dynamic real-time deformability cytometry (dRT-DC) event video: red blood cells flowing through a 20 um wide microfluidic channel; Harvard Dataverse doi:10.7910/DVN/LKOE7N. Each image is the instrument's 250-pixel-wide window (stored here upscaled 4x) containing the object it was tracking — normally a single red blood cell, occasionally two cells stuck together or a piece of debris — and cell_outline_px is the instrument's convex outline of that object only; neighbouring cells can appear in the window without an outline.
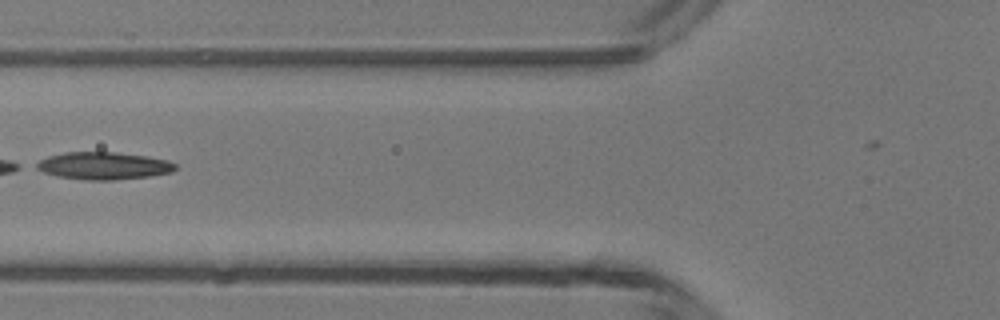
{"species": "common noctule bat (a hibernating species)", "species_latin": "Nyctalus noctula", "temperature_condition": "room temperature", "stored_images_in_passage": 5, "camera_frame_rate_fps": 3000, "um_per_image_px": 0.085, "animal": {"sex": "male", "body_mass_g": 13.3}, "frame": {"image": 1, "passage_image": 5, "time_ms": 4.667, "image_size_px": [1000, 320], "cell_outline_px": [[176, 168], [172, 172], [152, 176], [112, 180], [84, 180], [56, 176], [44, 172], [36, 168], [32, 164], [48, 156], [64, 152], [116, 152], [148, 156], [168, 160], [176, 164]], "centroid_in_image_um": [8.79, 14.09], "position_along_channel_um": 117.0, "area_um2": 22.43}}